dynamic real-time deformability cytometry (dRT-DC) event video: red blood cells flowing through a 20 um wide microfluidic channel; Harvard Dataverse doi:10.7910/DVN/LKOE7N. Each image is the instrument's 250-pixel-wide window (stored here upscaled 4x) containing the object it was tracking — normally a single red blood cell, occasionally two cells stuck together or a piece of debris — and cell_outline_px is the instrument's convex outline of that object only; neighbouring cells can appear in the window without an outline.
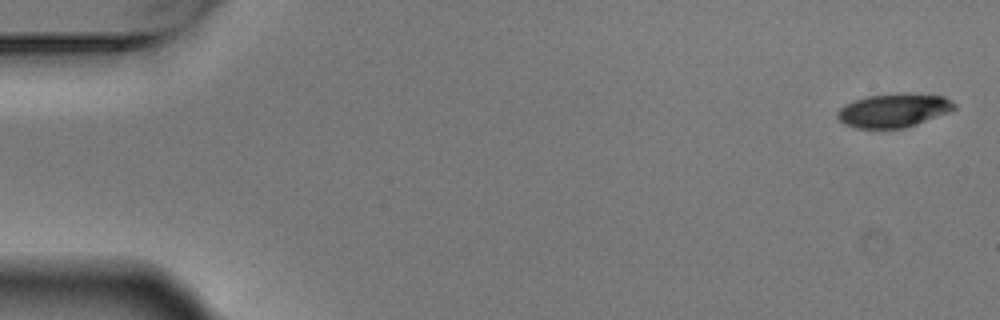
{"species": "Egyptian fruit bat (a non-hibernating species)", "species_latin": "Rousettus aegyptiacus", "temperature_condition": "warm", "stored_images_in_passage": 5, "segment_of_instrument_passage": [1, 2], "camera_frame_rate_fps": 3000, "um_per_image_px": 0.085, "animal": {"sex": "male"}, "frame": {"image": 1, "passage_image": 1, "time_ms": 0.0, "image_size_px": [1000, 320], "cell_outline_px": [[956, 108], [948, 112], [916, 124], [904, 128], [856, 128], [844, 124], [836, 116], [836, 112], [844, 104], [852, 100], [868, 96], [904, 92], [944, 96], [956, 104]], "centroid_in_image_um": [75.93, 9.37], "position_along_channel_um": 9.1, "area_um2": 23.06}}